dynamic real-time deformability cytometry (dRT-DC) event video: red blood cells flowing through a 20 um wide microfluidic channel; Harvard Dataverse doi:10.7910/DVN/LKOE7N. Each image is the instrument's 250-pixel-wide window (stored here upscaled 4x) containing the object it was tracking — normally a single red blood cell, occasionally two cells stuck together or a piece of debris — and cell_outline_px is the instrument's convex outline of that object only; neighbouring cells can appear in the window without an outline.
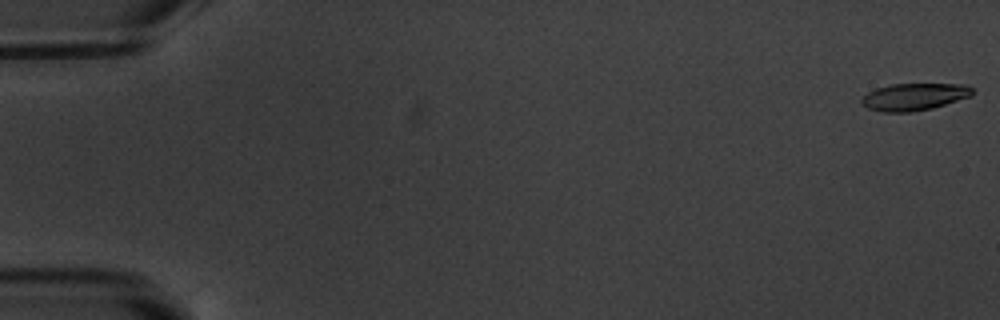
{"species": "common noctule bat (a hibernating species)", "species_latin": "Nyctalus noctula", "temperature_condition": "warm", "stored_images_in_passage": 4, "camera_frame_rate_fps": 3000, "um_per_image_px": 0.085, "animal": {"sex": "male", "body_mass_g": 20.1, "forearm_length_mm": 53.5}, "frame": {"image": 1, "passage_image": 1, "time_ms": 0.0, "image_size_px": [1000, 320], "cell_outline_px": [[972, 96], [932, 108], [912, 112], [880, 112], [868, 108], [860, 100], [868, 92], [876, 88], [892, 84], [968, 84], [972, 88]], "centroid_in_image_um": [77.72, 8.22], "position_along_channel_um": 7.3, "area_um2": 17.51}}